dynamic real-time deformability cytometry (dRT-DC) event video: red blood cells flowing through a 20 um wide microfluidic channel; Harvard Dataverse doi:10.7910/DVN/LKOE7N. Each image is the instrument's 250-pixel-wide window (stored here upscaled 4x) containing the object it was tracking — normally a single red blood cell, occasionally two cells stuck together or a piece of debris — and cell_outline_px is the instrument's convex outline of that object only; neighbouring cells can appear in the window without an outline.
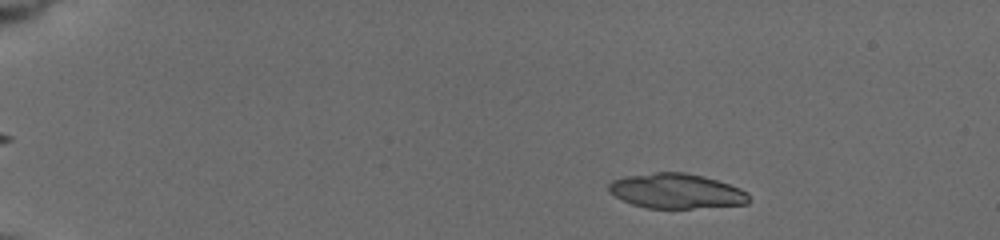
{"species": "common noctule bat (a hibernating species)", "species_latin": "Nyctalus noctula", "temperature_condition": "cold", "stored_images_in_passage": 49, "segment_of_instrument_passage": [1, 2], "camera_frame_rate_fps": 3000, "um_per_image_px": 0.085, "animal": {"sex": "female", "body_mass_g": 19.5, "forearm_length_mm": 54.1}, "frame": {"image": 1, "passage_image": 3, "time_ms": 0.667, "image_size_px": [1000, 240], "cell_outline_px": [[752, 200], [748, 204], [692, 208], [648, 208], [632, 204], [608, 192], [608, 184], [612, 180], [624, 176], [656, 172], [684, 172], [704, 176], [740, 188], [748, 192]], "centroid_in_image_um": [57.51, 16.23], "position_along_channel_um": 27.5, "area_um2": 28.61}}